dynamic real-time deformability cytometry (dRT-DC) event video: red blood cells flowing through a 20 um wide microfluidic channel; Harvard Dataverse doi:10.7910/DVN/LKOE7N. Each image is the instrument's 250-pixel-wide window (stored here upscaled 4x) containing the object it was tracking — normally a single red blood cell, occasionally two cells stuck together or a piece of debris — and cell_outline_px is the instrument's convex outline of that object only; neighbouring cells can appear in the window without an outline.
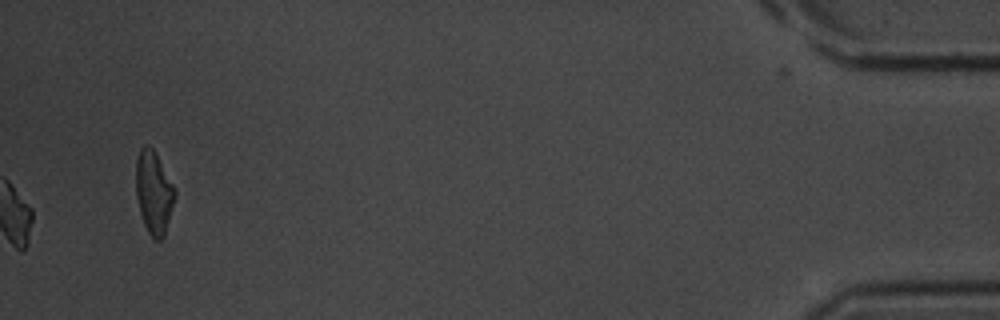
{"species": "common noctule bat (a hibernating species)", "species_latin": "Nyctalus noctula", "temperature_condition": "room temperature", "stored_images_in_passage": 32, "camera_frame_rate_fps": 3000, "um_per_image_px": 0.085, "animal": {"sex": "male", "body_mass_g": 20.1, "forearm_length_mm": 53.5}, "frame": {"image": 1, "passage_image": 32, "time_ms": 10.333, "image_size_px": [1000, 320], "cell_outline_px": [[176, 196], [164, 236], [160, 240], [156, 240], [148, 232], [144, 224], [140, 212], [136, 196], [136, 160], [140, 148], [144, 144], [148, 144], [152, 148], [172, 184], [176, 192]], "centroid_in_image_um": [13.06, 16.36], "position_along_channel_um": 422.1, "area_um2": 18.5}}